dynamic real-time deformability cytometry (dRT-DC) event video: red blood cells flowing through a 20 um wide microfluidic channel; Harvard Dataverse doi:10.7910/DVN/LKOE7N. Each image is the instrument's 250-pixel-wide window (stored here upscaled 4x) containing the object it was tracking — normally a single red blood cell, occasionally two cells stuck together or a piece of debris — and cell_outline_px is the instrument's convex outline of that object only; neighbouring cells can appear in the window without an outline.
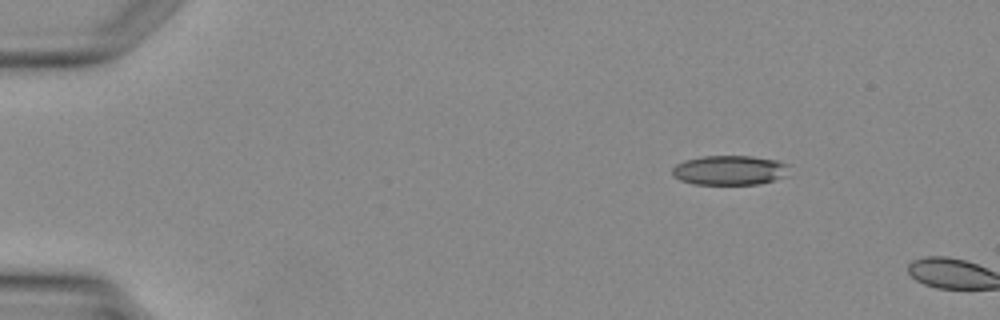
{"species": "Egyptian fruit bat (a non-hibernating species)", "species_latin": "Rousettus aegyptiacus", "temperature_condition": "warm", "stored_images_in_passage": 2, "camera_frame_rate_fps": 3000, "um_per_image_px": 0.085, "animal": {"sex": "female"}, "frame": {"image": 1, "passage_image": 1, "time_ms": 0.0, "image_size_px": [1000, 320], "cell_outline_px": [[788, 176], [760, 184], [692, 184], [680, 180], [672, 176], [672, 168], [676, 164], [684, 160], [704, 156], [752, 156], [776, 160], [788, 164]], "centroid_in_image_um": [62.02, 14.47], "position_along_channel_um": 23.0, "area_um2": 20.35}}